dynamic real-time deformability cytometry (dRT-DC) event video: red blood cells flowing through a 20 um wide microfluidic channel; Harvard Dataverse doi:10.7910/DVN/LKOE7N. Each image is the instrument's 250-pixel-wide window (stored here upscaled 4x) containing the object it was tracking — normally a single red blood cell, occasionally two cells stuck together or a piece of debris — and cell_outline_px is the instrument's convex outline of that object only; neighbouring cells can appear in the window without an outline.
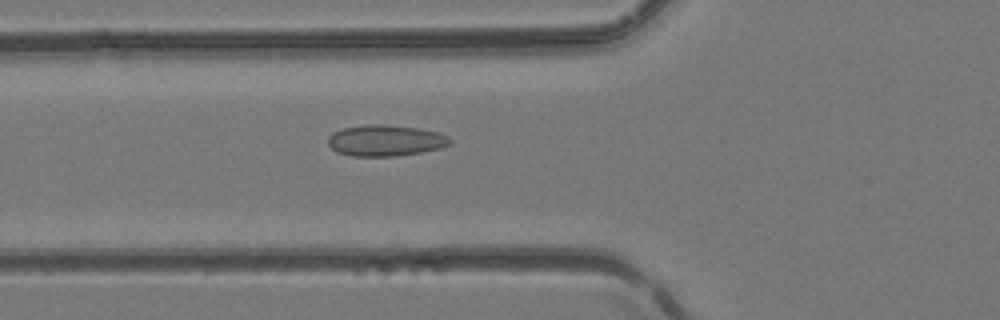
{"species": "common noctule bat (a hibernating species)", "species_latin": "Nyctalus noctula", "temperature_condition": "room temperature", "stored_images_in_passage": 41, "camera_frame_rate_fps": 3000, "um_per_image_px": 0.085, "animal": {"sex": "female", "body_mass_g": 24.6, "forearm_length_mm": 56.2}, "frame": {"image": 1, "passage_image": 16, "time_ms": 5.0, "image_size_px": [1000, 320], "cell_outline_px": [[452, 140], [448, 144], [440, 148], [424, 152], [396, 156], [352, 156], [336, 152], [328, 144], [328, 136], [332, 132], [344, 128], [368, 124], [384, 124], [416, 128], [436, 132], [448, 136]], "centroid_in_image_um": [32.73, 11.95], "position_along_channel_um": 93.1, "area_um2": 22.14}}
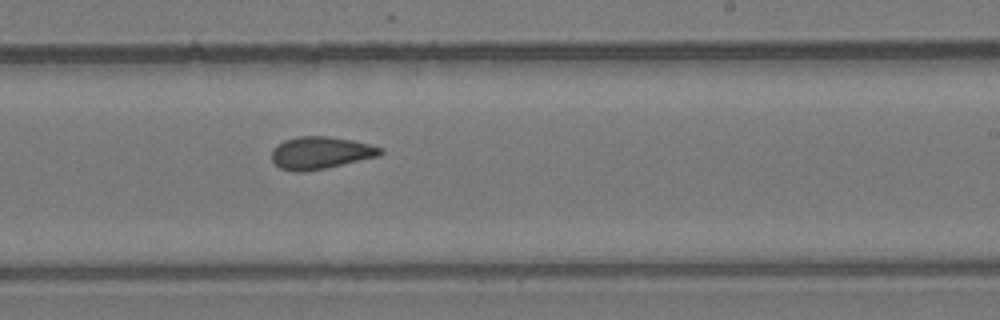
{"frame": {"image": 2, "passage_image": 26, "time_ms": 8.333, "image_size_px": [1000, 320], "cell_outline_px": [[384, 152], [380, 156], [324, 168], [304, 172], [296, 172], [280, 168], [272, 160], [272, 148], [276, 144], [284, 140], [296, 136], [328, 136], [352, 140], [384, 148]], "centroid_in_image_um": [27.24, 12.98], "position_along_channel_um": 261.8, "area_um2": 20.58}}
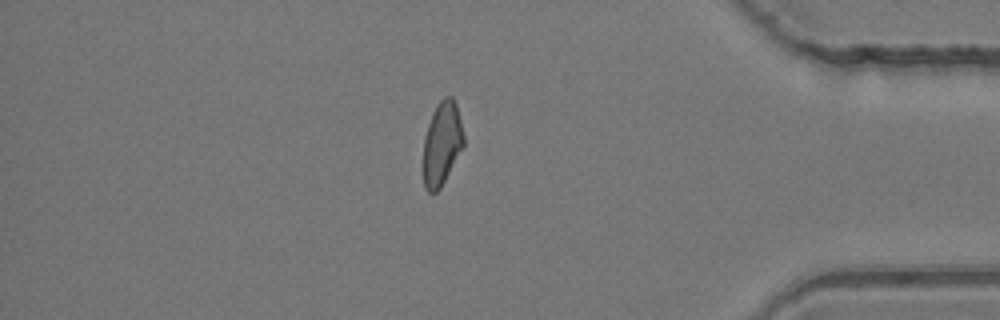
{"frame": {"image": 3, "passage_image": 36, "time_ms": 11.667, "image_size_px": [1000, 320], "cell_outline_px": [[464, 148], [440, 188], [436, 192], [428, 192], [424, 188], [424, 136], [432, 112], [436, 104], [444, 96], [452, 96], [456, 104], [464, 136]], "centroid_in_image_um": [37.57, 12.19], "position_along_channel_um": 397.6, "area_um2": 19.77}}